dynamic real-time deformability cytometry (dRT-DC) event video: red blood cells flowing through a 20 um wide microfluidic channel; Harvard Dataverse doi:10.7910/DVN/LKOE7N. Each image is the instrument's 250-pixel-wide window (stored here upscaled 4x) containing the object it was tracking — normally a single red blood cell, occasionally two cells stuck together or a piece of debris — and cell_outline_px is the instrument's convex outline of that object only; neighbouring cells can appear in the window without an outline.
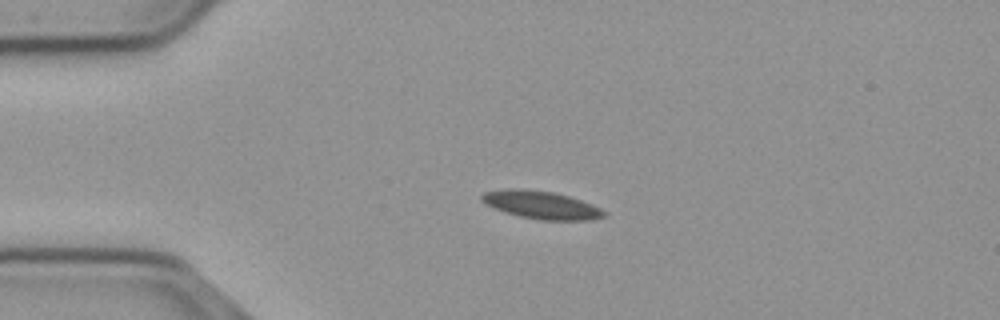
{"species": "common noctule bat (a hibernating species)", "species_latin": "Nyctalus noctula", "temperature_condition": "cold", "stored_images_in_passage": 45, "camera_frame_rate_fps": 3000, "um_per_image_px": 0.085, "animal": {"sex": "male", "body_mass_g": 23.1, "forearm_length_mm": 52.7}, "frame": {"image": 1, "passage_image": 12, "time_ms": 3.667, "image_size_px": [1000, 320], "cell_outline_px": [[608, 212], [604, 216], [592, 220], [540, 220], [520, 216], [504, 212], [484, 204], [480, 200], [480, 196], [484, 192], [508, 188], [512, 188], [552, 192], [568, 196], [592, 204]], "centroid_in_image_um": [45.98, 17.43], "position_along_channel_um": 39.0, "area_um2": 19.83}}
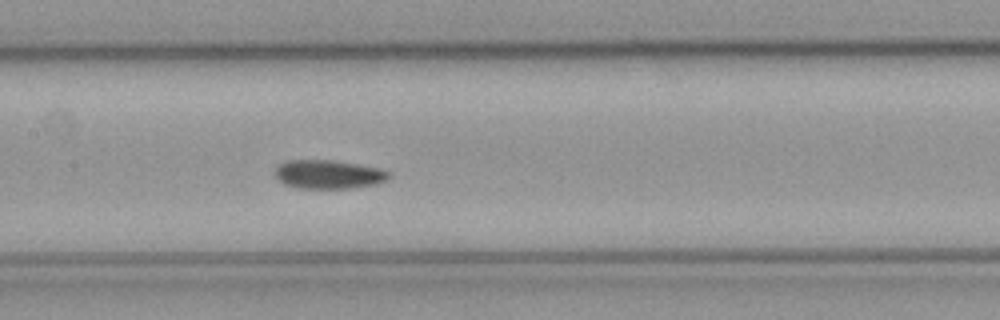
{"frame": {"image": 2, "passage_image": 26, "time_ms": 8.333, "image_size_px": [1000, 320], "cell_outline_px": [[392, 176], [388, 180], [376, 184], [352, 188], [296, 188], [284, 184], [276, 180], [276, 168], [280, 164], [288, 160], [332, 160], [380, 168], [392, 172]], "centroid_in_image_um": [27.96, 14.83], "position_along_channel_um": 179.4, "area_um2": 19.25}}
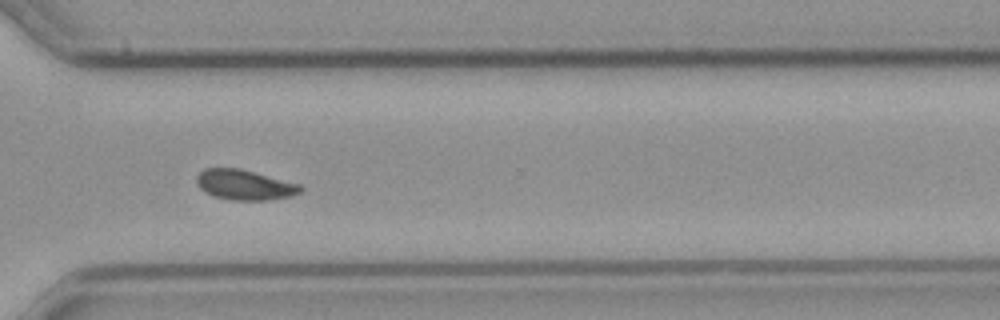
{"frame": {"image": 3, "passage_image": 40, "time_ms": 13.0, "image_size_px": [1000, 320], "cell_outline_px": [[304, 188], [300, 192], [292, 196], [268, 200], [228, 200], [212, 196], [204, 192], [200, 188], [196, 180], [196, 176], [204, 168], [240, 168], [300, 184]], "centroid_in_image_um": [20.78, 15.72], "position_along_channel_um": 349.8, "area_um2": 18.44}, "authors_computed_cell_mechanics": {"area_um2": 18.785, "velocity_mm_per_s": 3.658, "shape_relaxation_time_tau1_ms": null, "shape_relaxation_time_tau2_ms": 4.9507, "deformation_change_tau1": null, "deformation_change_tau2": 0.0666}}